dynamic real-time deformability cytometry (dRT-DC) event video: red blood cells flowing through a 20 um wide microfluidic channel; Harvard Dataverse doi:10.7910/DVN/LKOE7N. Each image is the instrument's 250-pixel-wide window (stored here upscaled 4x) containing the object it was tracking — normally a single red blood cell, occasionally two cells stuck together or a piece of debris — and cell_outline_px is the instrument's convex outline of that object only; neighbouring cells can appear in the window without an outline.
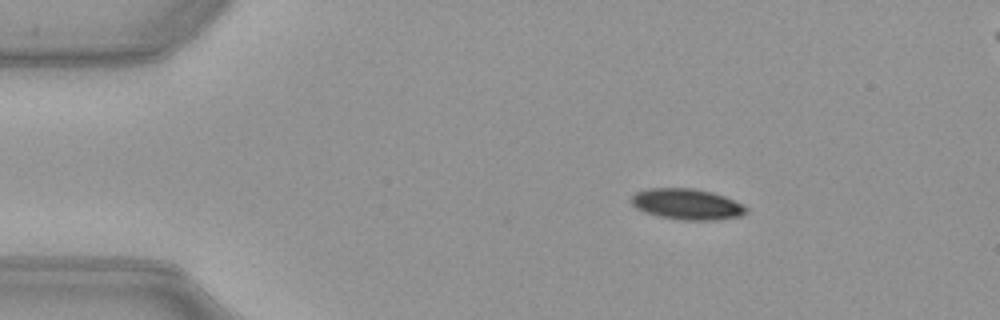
{"species": "common noctule bat (a hibernating species)", "species_latin": "Nyctalus noctula", "temperature_condition": "warm", "stored_images_in_passage": 17, "camera_frame_rate_fps": 3000, "um_per_image_px": 0.085, "animal": {"sex": "female", "body_mass_g": 21.9}, "frame": {"image": 1, "passage_image": 1, "time_ms": 0.0, "image_size_px": [1000, 320], "cell_outline_px": [[748, 212], [740, 216], [716, 220], [680, 220], [660, 216], [644, 212], [636, 208], [628, 200], [636, 192], [644, 188], [692, 188], [712, 192], [724, 196], [744, 204], [748, 208]], "centroid_in_image_um": [58.38, 17.35], "position_along_channel_um": 26.6, "area_um2": 20.92}}
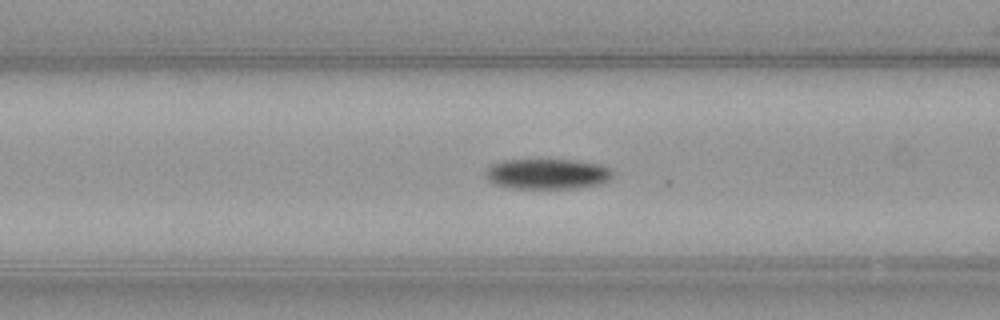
{"frame": {"image": 2, "passage_image": 13, "time_ms": 4.0, "image_size_px": [1000, 320], "cell_outline_px": [[616, 172], [612, 180], [604, 184], [576, 188], [508, 188], [492, 184], [484, 176], [484, 172], [492, 164], [504, 160], [580, 160], [600, 164], [612, 168]], "centroid_in_image_um": [46.6, 14.79], "position_along_channel_um": 120.0, "area_um2": 23.18}}
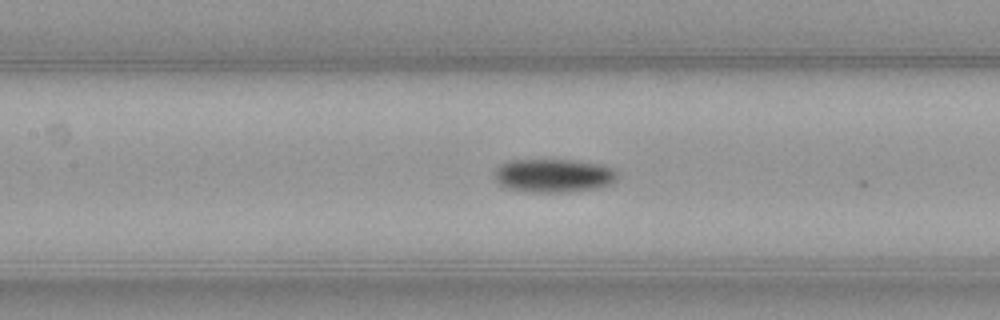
{"frame": {"image": 3, "passage_image": 16, "time_ms": 5.0, "image_size_px": [1000, 320], "cell_outline_px": [[620, 176], [612, 184], [600, 188], [568, 192], [528, 192], [508, 188], [500, 184], [492, 176], [492, 172], [500, 164], [508, 160], [572, 160], [600, 164], [612, 168]], "centroid_in_image_um": [47.05, 14.93], "position_along_channel_um": 160.3, "area_um2": 24.39}}